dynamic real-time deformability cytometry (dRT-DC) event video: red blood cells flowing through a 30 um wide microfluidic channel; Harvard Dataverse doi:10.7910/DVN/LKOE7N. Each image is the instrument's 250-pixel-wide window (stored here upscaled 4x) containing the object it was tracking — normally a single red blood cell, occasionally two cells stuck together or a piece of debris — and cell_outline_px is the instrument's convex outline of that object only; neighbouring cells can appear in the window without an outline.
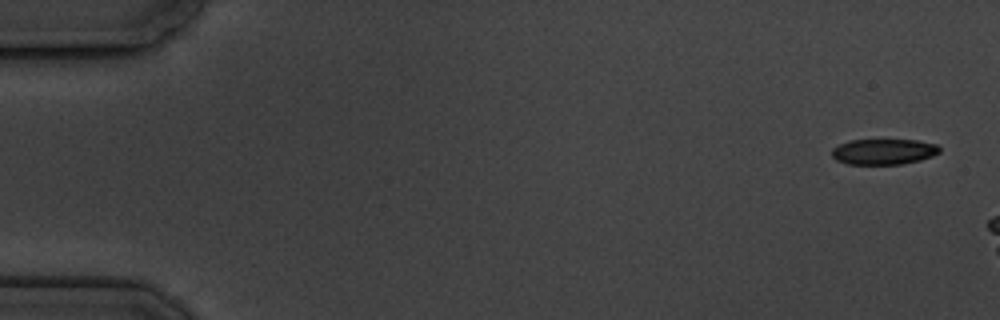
{"species": "common noctule bat (a hibernating species)", "species_latin": "Nyctalus noctula", "temperature_condition": "cold", "stored_images_in_passage": 3, "camera_frame_rate_fps": 3000, "um_per_image_px": 0.085, "animal": {"sex": "male", "body_mass_g": 19.5, "forearm_length_mm": 54.6}, "frame": {"image": 1, "passage_image": 1, "time_ms": 0.0, "image_size_px": [1000, 320], "cell_outline_px": [[940, 152], [932, 156], [920, 160], [904, 164], [848, 164], [836, 160], [832, 156], [832, 148], [840, 144], [852, 140], [916, 140], [936, 144], [940, 148]], "centroid_in_image_um": [75.12, 12.89], "position_along_channel_um": 9.9, "area_um2": 16.07}}